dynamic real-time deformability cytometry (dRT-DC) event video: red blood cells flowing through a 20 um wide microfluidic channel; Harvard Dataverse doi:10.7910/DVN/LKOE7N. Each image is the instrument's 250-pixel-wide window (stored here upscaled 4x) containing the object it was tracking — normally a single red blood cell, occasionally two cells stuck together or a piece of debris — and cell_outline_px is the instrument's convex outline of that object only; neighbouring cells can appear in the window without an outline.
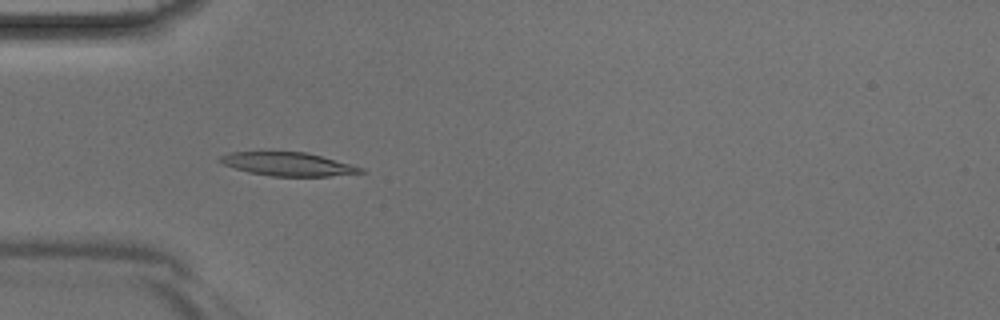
{"species": "Egyptian fruit bat (a non-hibernating species)", "species_latin": "Rousettus aegyptiacus", "temperature_condition": "room temperature", "stored_images_in_passage": 44, "camera_frame_rate_fps": 3000, "um_per_image_px": 0.085, "animal": {"sex": "male"}, "frame": {"image": 1, "passage_image": 14, "time_ms": 4.333, "image_size_px": [1000, 320], "cell_outline_px": [[368, 172], [328, 176], [272, 176], [248, 172], [220, 164], [216, 160], [220, 156], [228, 152], [304, 152], [320, 156], [364, 168]], "centroid_in_image_um": [24.41, 13.95], "position_along_channel_um": 60.6, "area_um2": 19.19}}
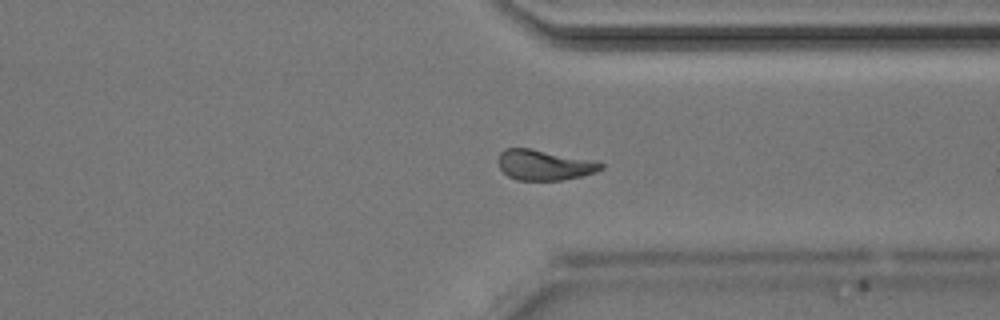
{"frame": {"image": 2, "passage_image": 34, "time_ms": 11.0, "image_size_px": [1000, 320], "cell_outline_px": [[604, 168], [596, 172], [580, 176], [560, 180], [516, 180], [508, 176], [500, 168], [496, 160], [500, 152], [504, 148], [528, 148], [600, 160], [604, 164]], "centroid_in_image_um": [46.29, 14.01], "position_along_channel_um": 365.1, "area_um2": 18.55}}
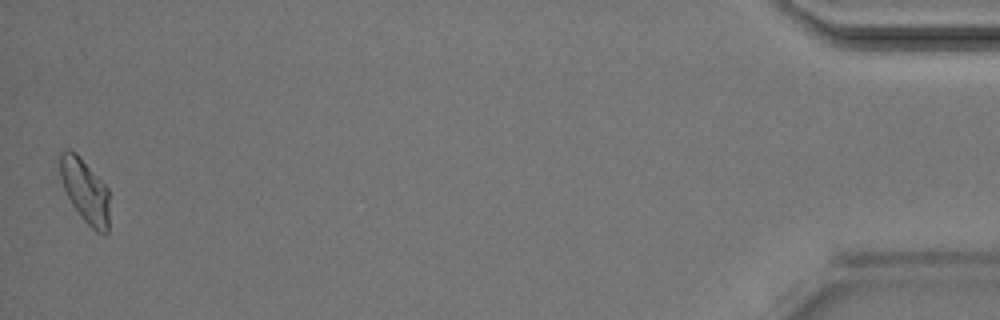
{"frame": {"image": 3, "passage_image": 44, "time_ms": 14.333, "image_size_px": [1000, 320], "cell_outline_px": [[108, 232], [104, 236], [96, 232], [80, 216], [72, 204], [64, 188], [60, 176], [60, 152], [68, 148], [76, 152], [80, 156], [108, 188]], "centroid_in_image_um": [7.23, 16.21], "position_along_channel_um": 428.0, "area_um2": 18.32}}